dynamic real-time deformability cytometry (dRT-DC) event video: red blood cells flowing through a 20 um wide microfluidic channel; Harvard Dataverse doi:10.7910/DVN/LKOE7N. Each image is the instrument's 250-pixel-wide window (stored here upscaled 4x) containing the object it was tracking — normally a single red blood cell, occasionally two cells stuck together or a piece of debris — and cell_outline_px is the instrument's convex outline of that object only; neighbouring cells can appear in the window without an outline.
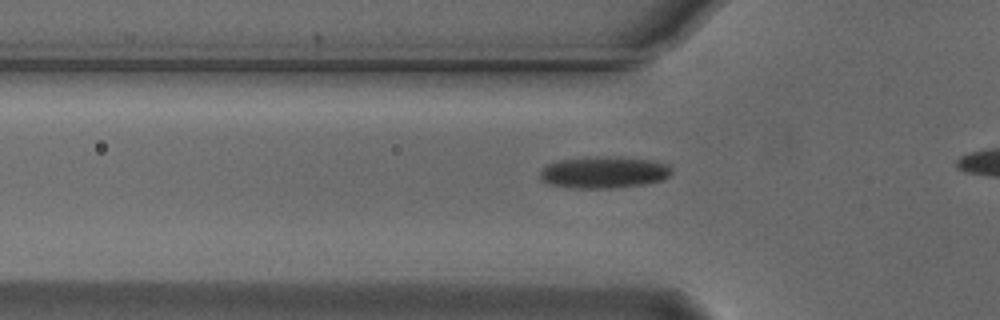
{"species": "Egyptian fruit bat (a non-hibernating species)", "species_latin": "Rousettus aegyptiacus", "temperature_condition": "cold", "stored_images_in_passage": 35, "camera_frame_rate_fps": 3000, "um_per_image_px": 0.085, "animal": {"sex": "male"}, "frame": {"image": 1, "passage_image": 8, "time_ms": 2.333, "image_size_px": [1000, 320], "cell_outline_px": [[672, 172], [664, 180], [644, 184], [616, 188], [568, 188], [548, 184], [540, 180], [540, 172], [548, 164], [556, 160], [596, 156], [620, 156], [652, 160], [668, 164], [672, 168]], "centroid_in_image_um": [51.34, 14.64], "position_along_channel_um": 74.5, "area_um2": 24.85}}
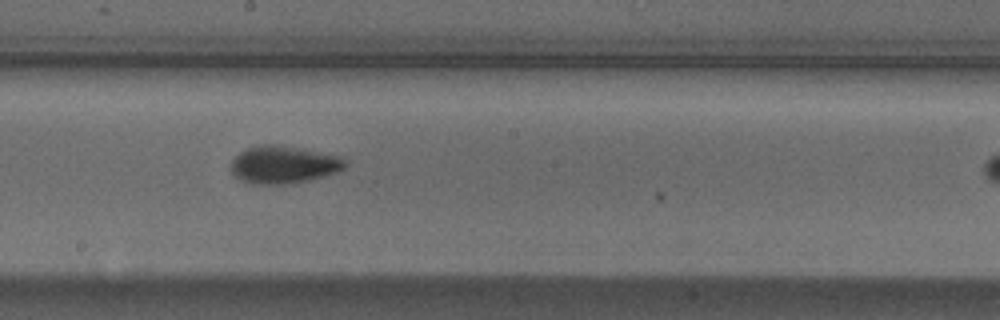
{"frame": {"image": 2, "passage_image": 20, "time_ms": 6.333, "image_size_px": [1000, 320], "cell_outline_px": [[348, 164], [344, 168], [336, 172], [308, 180], [288, 184], [252, 184], [240, 180], [232, 176], [228, 168], [232, 160], [240, 152], [248, 148], [264, 144], [276, 144], [340, 156]], "centroid_in_image_um": [24.03, 14.01], "position_along_channel_um": 224.2, "area_um2": 25.03}}
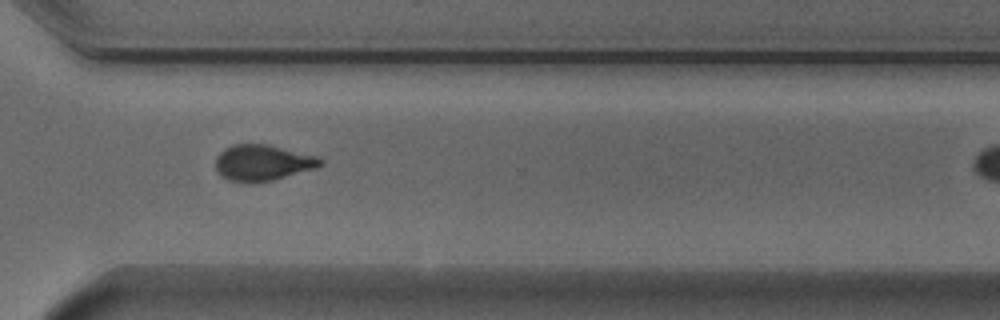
{"frame": {"image": 3, "passage_image": 30, "time_ms": 9.667, "image_size_px": [1000, 320], "cell_outline_px": [[324, 164], [316, 168], [272, 180], [228, 180], [220, 176], [216, 168], [216, 156], [224, 148], [232, 144], [268, 144], [320, 156], [324, 160]], "centroid_in_image_um": [22.37, 13.78], "position_along_channel_um": 348.2, "area_um2": 21.79}}